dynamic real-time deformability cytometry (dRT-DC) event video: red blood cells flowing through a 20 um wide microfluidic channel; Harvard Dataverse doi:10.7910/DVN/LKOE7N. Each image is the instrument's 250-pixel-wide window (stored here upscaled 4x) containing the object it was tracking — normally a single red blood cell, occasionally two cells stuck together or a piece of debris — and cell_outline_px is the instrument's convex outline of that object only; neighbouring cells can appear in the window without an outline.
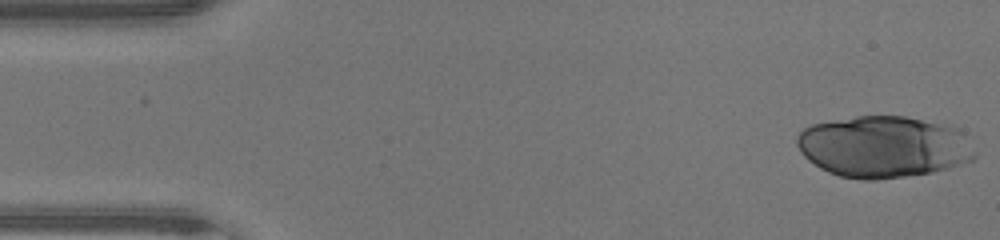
{"species": "human", "species_latin": "Homo sapiens", "temperature_condition": "warm", "stored_images_in_passage": 22, "camera_frame_rate_fps": 3000, "um_per_image_px": 0.085, "donor": {"sex": "male"}, "frame": {"image": 1, "passage_image": 1, "time_ms": 0.0, "image_size_px": [1000, 240], "cell_outline_px": [[976, 156], [972, 160], [948, 168], [932, 172], [876, 180], [864, 180], [840, 176], [828, 172], [820, 168], [808, 160], [800, 152], [796, 144], [796, 136], [804, 128], [812, 124], [856, 116], [904, 116], [960, 128], [964, 132], [976, 152]], "centroid_in_image_um": [75.11, 12.47], "position_along_channel_um": 9.9, "area_um2": 64.04}}